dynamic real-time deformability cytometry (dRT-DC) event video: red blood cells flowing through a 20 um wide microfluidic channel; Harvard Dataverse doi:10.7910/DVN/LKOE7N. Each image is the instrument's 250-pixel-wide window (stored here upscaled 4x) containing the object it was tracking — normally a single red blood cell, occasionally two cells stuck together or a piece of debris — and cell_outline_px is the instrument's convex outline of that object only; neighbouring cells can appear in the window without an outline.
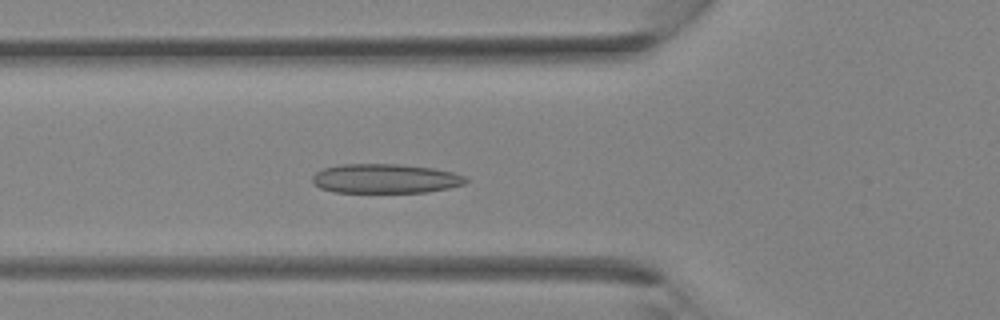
{"species": "Egyptian fruit bat (a non-hibernating species)", "species_latin": "Rousettus aegyptiacus", "temperature_condition": "room temperature", "stored_images_in_passage": 36, "camera_frame_rate_fps": 3000, "um_per_image_px": 0.085, "animal": {"sex": "female"}, "frame": {"image": 1, "passage_image": 13, "time_ms": 4.0, "image_size_px": [1000, 320], "cell_outline_px": [[468, 180], [464, 184], [448, 188], [428, 192], [336, 192], [320, 188], [312, 184], [312, 176], [316, 172], [324, 168], [340, 164], [400, 164], [432, 168], [452, 172], [464, 176]], "centroid_in_image_um": [32.72, 15.18], "position_along_channel_um": 93.1, "area_um2": 26.24}}
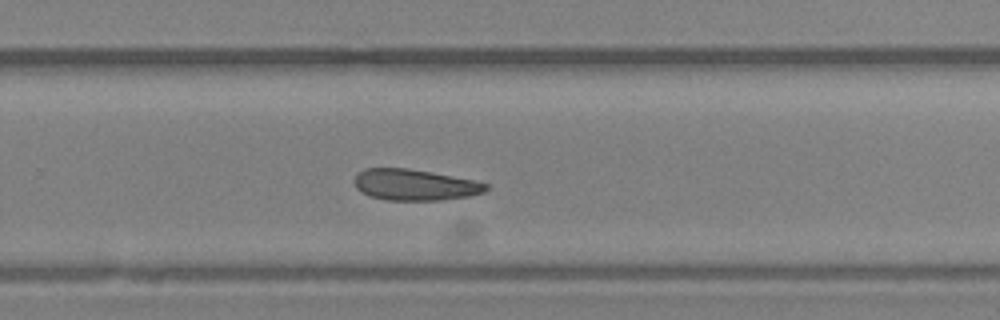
{"frame": {"image": 2, "passage_image": 24, "time_ms": 7.667, "image_size_px": [1000, 320], "cell_outline_px": [[488, 188], [484, 192], [468, 196], [440, 200], [384, 200], [368, 196], [360, 192], [356, 188], [352, 180], [356, 172], [364, 168], [408, 168], [432, 172], [476, 180], [488, 184]], "centroid_in_image_um": [35.19, 15.7], "position_along_channel_um": 294.6, "area_um2": 24.28}}
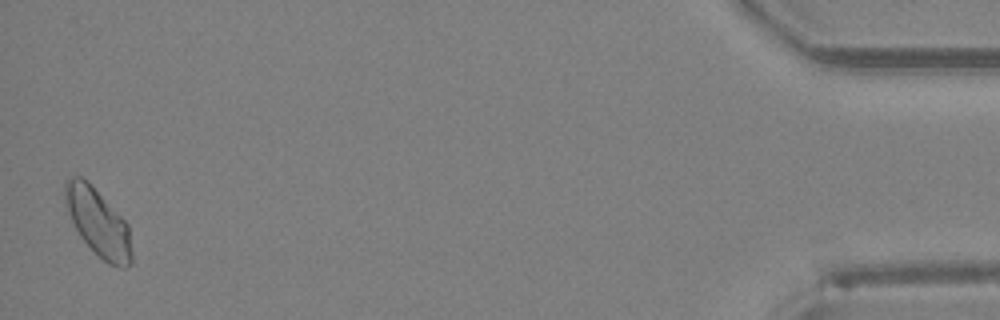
{"frame": {"image": 3, "passage_image": 36, "time_ms": 11.667, "image_size_px": [1000, 320], "cell_outline_px": [[132, 264], [124, 268], [120, 268], [108, 264], [80, 236], [64, 204], [64, 180], [68, 176], [80, 176], [128, 224], [132, 252]], "centroid_in_image_um": [8.33, 18.94], "position_along_channel_um": 426.9, "area_um2": 25.55}}